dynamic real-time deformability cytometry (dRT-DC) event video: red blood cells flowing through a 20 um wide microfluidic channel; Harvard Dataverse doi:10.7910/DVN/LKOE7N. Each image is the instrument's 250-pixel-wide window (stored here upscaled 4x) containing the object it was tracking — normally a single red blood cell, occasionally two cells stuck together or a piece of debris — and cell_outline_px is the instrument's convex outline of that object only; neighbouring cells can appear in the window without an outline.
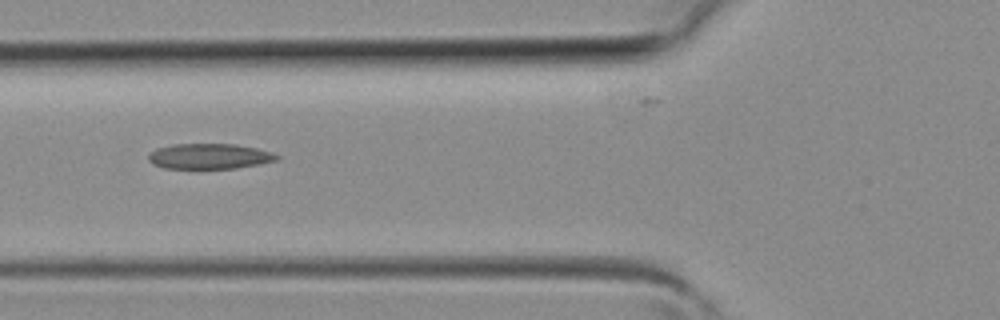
{"species": "common noctule bat (a hibernating species)", "species_latin": "Nyctalus noctula", "temperature_condition": "room temperature", "stored_images_in_passage": 4, "camera_frame_rate_fps": 3000, "um_per_image_px": 0.085, "animal": {"sex": "female", "body_mass_g": 19.3, "forearm_length_mm": 54.1}, "frame": {"image": 1, "passage_image": 4, "time_ms": 1.0, "image_size_px": [1000, 320], "cell_outline_px": [[280, 160], [260, 164], [236, 168], [164, 168], [152, 164], [148, 160], [148, 156], [156, 148], [172, 144], [236, 144], [256, 148], [272, 152], [280, 156]], "centroid_in_image_um": [17.83, 13.28], "position_along_channel_um": 108.0, "area_um2": 19.07}}